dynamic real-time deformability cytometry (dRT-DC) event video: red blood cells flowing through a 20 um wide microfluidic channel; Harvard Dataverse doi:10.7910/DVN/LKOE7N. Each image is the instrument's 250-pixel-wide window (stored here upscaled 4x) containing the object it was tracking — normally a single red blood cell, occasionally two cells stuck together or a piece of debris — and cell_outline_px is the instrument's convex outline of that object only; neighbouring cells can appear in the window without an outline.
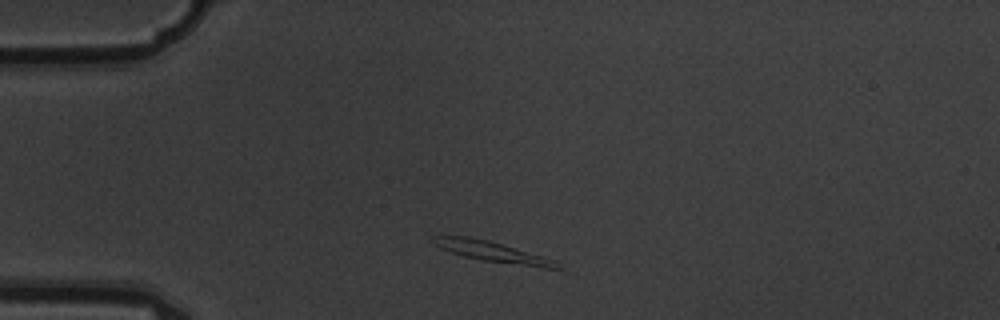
{"species": "common noctule bat (a hibernating species)", "species_latin": "Nyctalus noctula", "temperature_condition": "warm", "stored_images_in_passage": 1, "camera_frame_rate_fps": 3000, "um_per_image_px": 0.085, "animal": {"sex": "male", "body_mass_g": 19.5, "forearm_length_mm": 54.6}, "frame": {"image": 1, "passage_image": 1, "time_ms": 0.0, "image_size_px": [1000, 320], "cell_outline_px": [[568, 272], [484, 260], [464, 256], [448, 252], [432, 244], [428, 240], [432, 236], [472, 236], [504, 244], [560, 260], [568, 268]], "centroid_in_image_um": [42.11, 21.44], "position_along_channel_um": 42.9, "area_um2": 15.95}}